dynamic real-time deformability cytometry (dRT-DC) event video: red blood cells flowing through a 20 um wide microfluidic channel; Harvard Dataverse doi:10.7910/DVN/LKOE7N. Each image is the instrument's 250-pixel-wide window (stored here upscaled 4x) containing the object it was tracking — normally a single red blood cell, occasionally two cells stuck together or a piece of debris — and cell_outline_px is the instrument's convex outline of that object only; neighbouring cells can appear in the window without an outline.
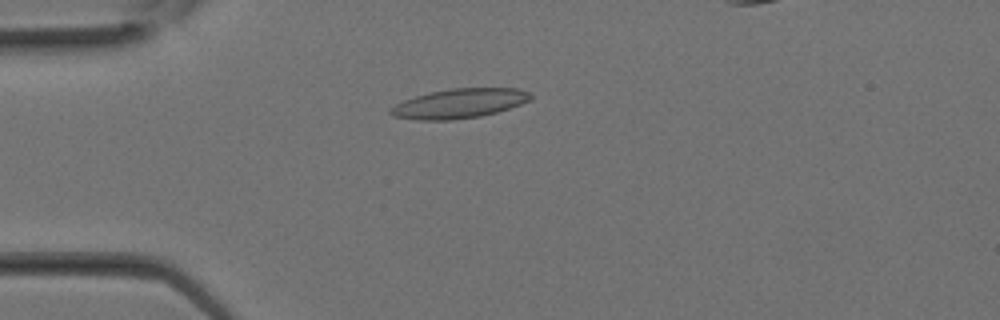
{"species": "Egyptian fruit bat (a non-hibernating species)", "species_latin": "Rousettus aegyptiacus", "temperature_condition": "room temperature", "stored_images_in_passage": 13, "camera_frame_rate_fps": 3000, "um_per_image_px": 0.085, "animal": {"sex": "female"}, "frame": {"image": 1, "passage_image": 8, "time_ms": 2.333, "image_size_px": [1000, 320], "cell_outline_px": [[532, 96], [528, 100], [520, 104], [496, 112], [480, 116], [452, 120], [416, 120], [392, 116], [388, 112], [396, 104], [404, 100], [416, 96], [432, 92], [452, 88], [516, 88], [532, 92]], "centroid_in_image_um": [39.04, 8.79], "position_along_channel_um": 46.0, "area_um2": 23.87}}
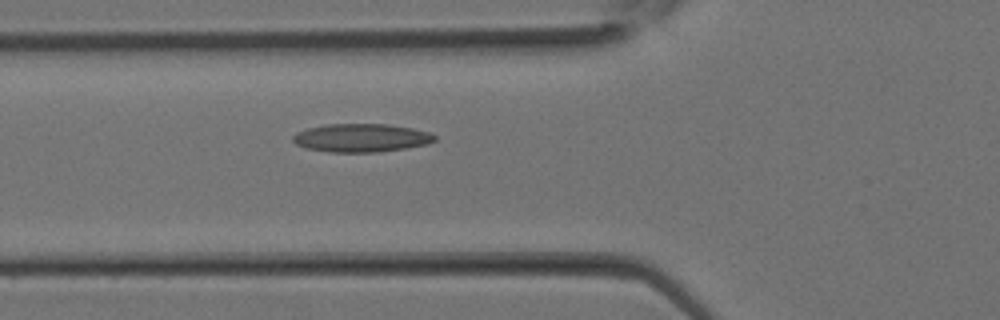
{"frame": {"image": 2, "passage_image": 11, "time_ms": 3.333, "image_size_px": [1000, 320], "cell_outline_px": [[436, 140], [428, 144], [380, 152], [328, 152], [308, 148], [296, 144], [292, 140], [292, 136], [296, 132], [308, 128], [328, 124], [388, 124], [412, 128], [428, 132], [436, 136]], "centroid_in_image_um": [30.7, 11.72], "position_along_channel_um": 95.1, "area_um2": 23.35}}
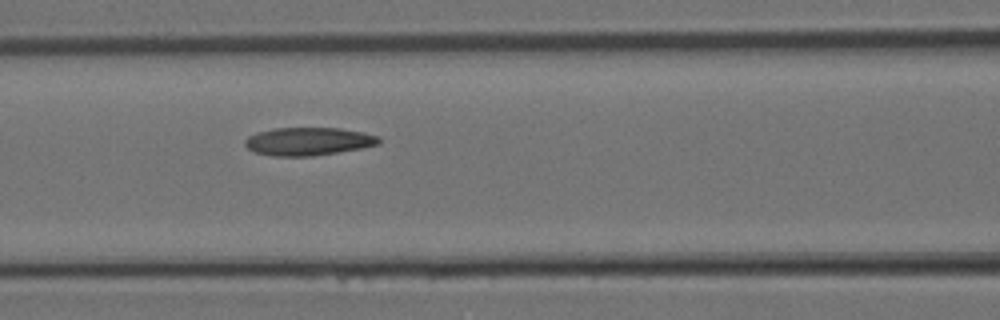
{"frame": {"image": 3, "passage_image": 13, "time_ms": 4.0, "image_size_px": [1000, 320], "cell_outline_px": [[380, 144], [360, 148], [312, 156], [272, 156], [252, 152], [244, 144], [244, 140], [248, 136], [256, 132], [276, 128], [340, 128], [364, 132], [380, 136]], "centroid_in_image_um": [26.18, 12.01], "position_along_channel_um": 140.4, "area_um2": 21.96}}